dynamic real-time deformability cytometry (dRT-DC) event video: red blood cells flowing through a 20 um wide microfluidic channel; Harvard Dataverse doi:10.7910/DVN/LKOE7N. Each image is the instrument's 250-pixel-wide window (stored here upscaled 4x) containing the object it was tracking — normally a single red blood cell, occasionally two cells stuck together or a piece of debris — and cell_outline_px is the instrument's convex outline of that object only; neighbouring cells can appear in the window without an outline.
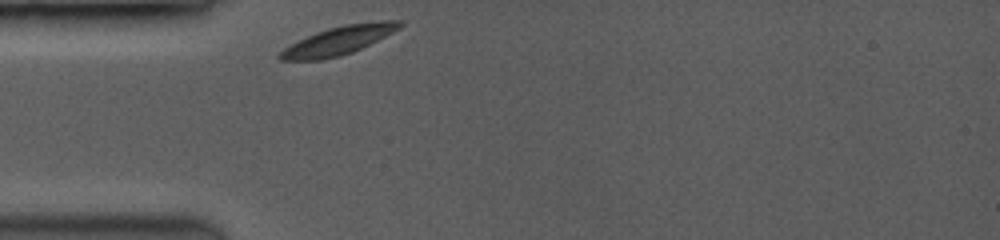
{"species": "common noctule bat (a hibernating species)", "species_latin": "Nyctalus noctula", "temperature_condition": "room temperature", "stored_images_in_passage": 17, "camera_frame_rate_fps": 3500, "um_per_image_px": 0.085, "animal": {"sex": "female", "body_mass_g": 19.0, "forearm_length_mm": 53.3}, "frame": {"image": 1, "passage_image": 1, "time_ms": 0.0, "image_size_px": [1000, 240], "cell_outline_px": [[404, 24], [400, 28], [352, 52], [340, 56], [320, 60], [280, 60], [276, 56], [284, 48], [316, 32], [328, 28], [344, 24], [380, 20], [404, 20]], "centroid_in_image_um": [28.79, 3.43], "position_along_channel_um": 56.2, "area_um2": 19.65}}
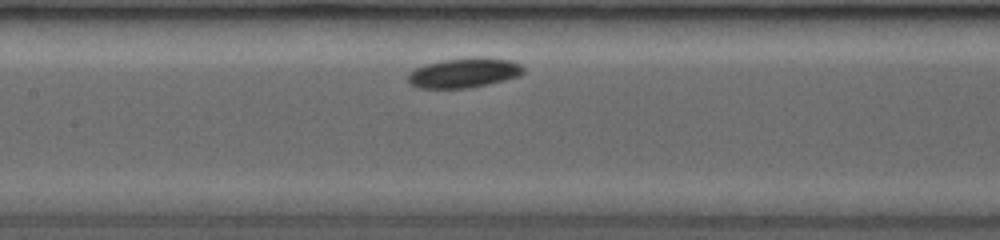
{"frame": {"image": 2, "passage_image": 9, "time_ms": 3.143, "image_size_px": [1000, 240], "cell_outline_px": [[524, 72], [520, 76], [504, 80], [464, 88], [416, 88], [408, 80], [408, 72], [416, 68], [428, 64], [444, 60], [472, 56], [480, 56], [512, 60], [520, 64], [524, 68]], "centroid_in_image_um": [39.47, 6.17], "position_along_channel_um": 167.9, "area_um2": 20.0}}
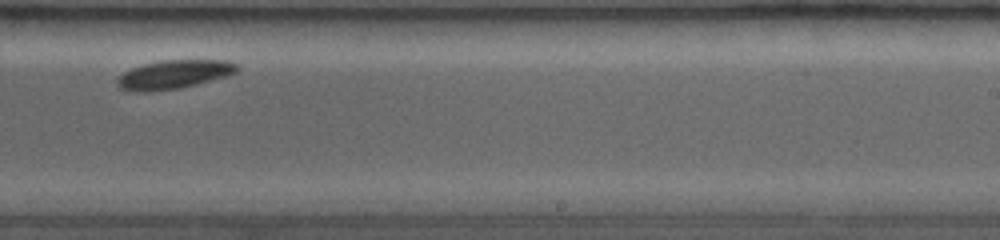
{"frame": {"image": 3, "passage_image": 16, "time_ms": 6.0, "image_size_px": [1000, 240], "cell_outline_px": [[240, 68], [236, 72], [224, 76], [196, 84], [180, 88], [144, 92], [140, 92], [120, 88], [116, 84], [116, 80], [124, 72], [132, 68], [144, 64], [160, 60], [228, 60], [236, 64]], "centroid_in_image_um": [14.77, 6.32], "position_along_channel_um": 274.2, "area_um2": 19.83}}